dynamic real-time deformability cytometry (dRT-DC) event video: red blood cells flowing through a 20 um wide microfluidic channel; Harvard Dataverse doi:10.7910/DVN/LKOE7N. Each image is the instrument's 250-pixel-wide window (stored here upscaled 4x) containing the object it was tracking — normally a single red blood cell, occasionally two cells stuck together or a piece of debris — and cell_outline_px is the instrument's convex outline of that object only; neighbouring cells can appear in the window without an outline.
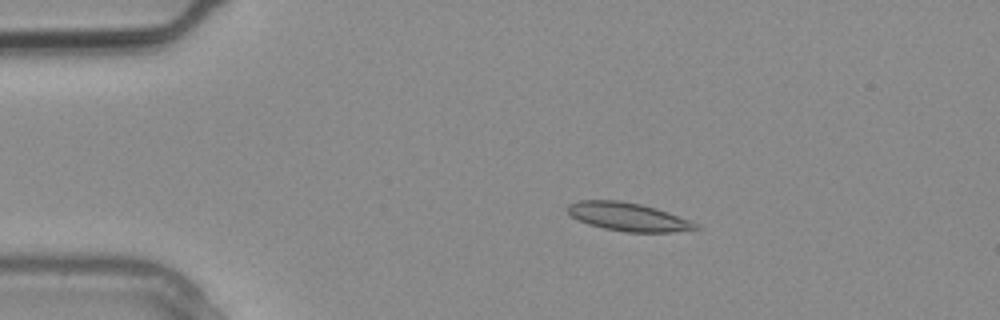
{"species": "common noctule bat (a hibernating species)", "species_latin": "Nyctalus noctula", "temperature_condition": "warm", "stored_images_in_passage": 26, "camera_frame_rate_fps": 3000, "um_per_image_px": 0.085, "animal": {"sex": "male", "body_mass_g": 20.4}, "frame": {"image": 1, "passage_image": 5, "time_ms": 1.333, "image_size_px": [1000, 320], "cell_outline_px": [[700, 228], [672, 232], [624, 232], [604, 228], [588, 224], [572, 216], [568, 212], [568, 204], [580, 200], [616, 200], [640, 204], [656, 208], [668, 212], [700, 224]], "centroid_in_image_um": [53.41, 18.43], "position_along_channel_um": 31.6, "area_um2": 20.98}}